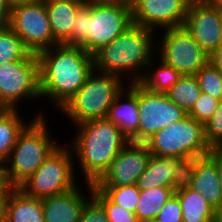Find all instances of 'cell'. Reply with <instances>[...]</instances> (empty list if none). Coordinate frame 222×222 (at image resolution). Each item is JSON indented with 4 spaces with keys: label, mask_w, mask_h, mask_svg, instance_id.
I'll return each mask as SVG.
<instances>
[{
    "label": "cell",
    "mask_w": 222,
    "mask_h": 222,
    "mask_svg": "<svg viewBox=\"0 0 222 222\" xmlns=\"http://www.w3.org/2000/svg\"><path fill=\"white\" fill-rule=\"evenodd\" d=\"M90 13L91 0L84 3L78 9L71 37L64 43V45L80 47L89 53L88 20H90Z\"/></svg>",
    "instance_id": "f1b7e54d"
},
{
    "label": "cell",
    "mask_w": 222,
    "mask_h": 222,
    "mask_svg": "<svg viewBox=\"0 0 222 222\" xmlns=\"http://www.w3.org/2000/svg\"><path fill=\"white\" fill-rule=\"evenodd\" d=\"M106 119L118 126L130 142L138 143L139 111L137 83H129L116 96Z\"/></svg>",
    "instance_id": "e0dca14e"
},
{
    "label": "cell",
    "mask_w": 222,
    "mask_h": 222,
    "mask_svg": "<svg viewBox=\"0 0 222 222\" xmlns=\"http://www.w3.org/2000/svg\"><path fill=\"white\" fill-rule=\"evenodd\" d=\"M172 188L176 193L180 190L188 189L191 187L194 170L195 158L179 159L172 167Z\"/></svg>",
    "instance_id": "1f68e13d"
},
{
    "label": "cell",
    "mask_w": 222,
    "mask_h": 222,
    "mask_svg": "<svg viewBox=\"0 0 222 222\" xmlns=\"http://www.w3.org/2000/svg\"><path fill=\"white\" fill-rule=\"evenodd\" d=\"M74 128L76 134L68 145L74 152V166L79 163L75 171L81 170L84 178L81 182L94 184L130 141L106 118L87 121Z\"/></svg>",
    "instance_id": "7a4b0ae2"
},
{
    "label": "cell",
    "mask_w": 222,
    "mask_h": 222,
    "mask_svg": "<svg viewBox=\"0 0 222 222\" xmlns=\"http://www.w3.org/2000/svg\"><path fill=\"white\" fill-rule=\"evenodd\" d=\"M201 92L222 100V75L208 62L195 75Z\"/></svg>",
    "instance_id": "f546056e"
},
{
    "label": "cell",
    "mask_w": 222,
    "mask_h": 222,
    "mask_svg": "<svg viewBox=\"0 0 222 222\" xmlns=\"http://www.w3.org/2000/svg\"><path fill=\"white\" fill-rule=\"evenodd\" d=\"M178 160L177 158L159 157L151 154L146 170L138 178L136 186L140 190L154 187H172V167Z\"/></svg>",
    "instance_id": "44dd1931"
},
{
    "label": "cell",
    "mask_w": 222,
    "mask_h": 222,
    "mask_svg": "<svg viewBox=\"0 0 222 222\" xmlns=\"http://www.w3.org/2000/svg\"><path fill=\"white\" fill-rule=\"evenodd\" d=\"M102 191L113 203L124 209L136 212L137 202L140 196V189L133 185L126 186H95Z\"/></svg>",
    "instance_id": "83f0119b"
},
{
    "label": "cell",
    "mask_w": 222,
    "mask_h": 222,
    "mask_svg": "<svg viewBox=\"0 0 222 222\" xmlns=\"http://www.w3.org/2000/svg\"><path fill=\"white\" fill-rule=\"evenodd\" d=\"M11 8L7 0H0V25H7Z\"/></svg>",
    "instance_id": "74e56055"
},
{
    "label": "cell",
    "mask_w": 222,
    "mask_h": 222,
    "mask_svg": "<svg viewBox=\"0 0 222 222\" xmlns=\"http://www.w3.org/2000/svg\"><path fill=\"white\" fill-rule=\"evenodd\" d=\"M133 24L126 0H91L88 20L89 54L94 55Z\"/></svg>",
    "instance_id": "9c48e42d"
},
{
    "label": "cell",
    "mask_w": 222,
    "mask_h": 222,
    "mask_svg": "<svg viewBox=\"0 0 222 222\" xmlns=\"http://www.w3.org/2000/svg\"><path fill=\"white\" fill-rule=\"evenodd\" d=\"M154 33L151 29L132 24L93 55L94 70L122 79L127 77L128 84L139 82L147 65L157 56Z\"/></svg>",
    "instance_id": "3957f363"
},
{
    "label": "cell",
    "mask_w": 222,
    "mask_h": 222,
    "mask_svg": "<svg viewBox=\"0 0 222 222\" xmlns=\"http://www.w3.org/2000/svg\"><path fill=\"white\" fill-rule=\"evenodd\" d=\"M6 201L7 196H0V217H2L6 212Z\"/></svg>",
    "instance_id": "b9f144b4"
},
{
    "label": "cell",
    "mask_w": 222,
    "mask_h": 222,
    "mask_svg": "<svg viewBox=\"0 0 222 222\" xmlns=\"http://www.w3.org/2000/svg\"><path fill=\"white\" fill-rule=\"evenodd\" d=\"M0 222H10V219L6 214H4L2 217H0Z\"/></svg>",
    "instance_id": "bcb514c9"
},
{
    "label": "cell",
    "mask_w": 222,
    "mask_h": 222,
    "mask_svg": "<svg viewBox=\"0 0 222 222\" xmlns=\"http://www.w3.org/2000/svg\"><path fill=\"white\" fill-rule=\"evenodd\" d=\"M76 175L73 152L64 142L19 188L30 197L43 199L76 188L81 182Z\"/></svg>",
    "instance_id": "52a82bcc"
},
{
    "label": "cell",
    "mask_w": 222,
    "mask_h": 222,
    "mask_svg": "<svg viewBox=\"0 0 222 222\" xmlns=\"http://www.w3.org/2000/svg\"><path fill=\"white\" fill-rule=\"evenodd\" d=\"M204 136L212 150H216L222 144V100L213 116L204 125Z\"/></svg>",
    "instance_id": "836d02e7"
},
{
    "label": "cell",
    "mask_w": 222,
    "mask_h": 222,
    "mask_svg": "<svg viewBox=\"0 0 222 222\" xmlns=\"http://www.w3.org/2000/svg\"><path fill=\"white\" fill-rule=\"evenodd\" d=\"M130 3L133 24L156 33L159 29L181 27L190 5L188 0H131Z\"/></svg>",
    "instance_id": "4fadbf2b"
},
{
    "label": "cell",
    "mask_w": 222,
    "mask_h": 222,
    "mask_svg": "<svg viewBox=\"0 0 222 222\" xmlns=\"http://www.w3.org/2000/svg\"><path fill=\"white\" fill-rule=\"evenodd\" d=\"M139 111L138 143H145L162 128L178 122L187 112L171 101L166 93H153L137 82Z\"/></svg>",
    "instance_id": "7c38bea8"
},
{
    "label": "cell",
    "mask_w": 222,
    "mask_h": 222,
    "mask_svg": "<svg viewBox=\"0 0 222 222\" xmlns=\"http://www.w3.org/2000/svg\"><path fill=\"white\" fill-rule=\"evenodd\" d=\"M10 187L5 178L4 166L0 164V196H8Z\"/></svg>",
    "instance_id": "f35d334b"
},
{
    "label": "cell",
    "mask_w": 222,
    "mask_h": 222,
    "mask_svg": "<svg viewBox=\"0 0 222 222\" xmlns=\"http://www.w3.org/2000/svg\"><path fill=\"white\" fill-rule=\"evenodd\" d=\"M157 222H183L179 198L174 194L156 216Z\"/></svg>",
    "instance_id": "e575fe53"
},
{
    "label": "cell",
    "mask_w": 222,
    "mask_h": 222,
    "mask_svg": "<svg viewBox=\"0 0 222 222\" xmlns=\"http://www.w3.org/2000/svg\"><path fill=\"white\" fill-rule=\"evenodd\" d=\"M53 38L64 44L72 34L75 16L84 4L77 0H44Z\"/></svg>",
    "instance_id": "d6986e66"
},
{
    "label": "cell",
    "mask_w": 222,
    "mask_h": 222,
    "mask_svg": "<svg viewBox=\"0 0 222 222\" xmlns=\"http://www.w3.org/2000/svg\"><path fill=\"white\" fill-rule=\"evenodd\" d=\"M217 173L219 178V185L222 191V157L217 153Z\"/></svg>",
    "instance_id": "60d3db41"
},
{
    "label": "cell",
    "mask_w": 222,
    "mask_h": 222,
    "mask_svg": "<svg viewBox=\"0 0 222 222\" xmlns=\"http://www.w3.org/2000/svg\"><path fill=\"white\" fill-rule=\"evenodd\" d=\"M9 108L5 105V103L0 99V116L5 114Z\"/></svg>",
    "instance_id": "ee69618b"
},
{
    "label": "cell",
    "mask_w": 222,
    "mask_h": 222,
    "mask_svg": "<svg viewBox=\"0 0 222 222\" xmlns=\"http://www.w3.org/2000/svg\"><path fill=\"white\" fill-rule=\"evenodd\" d=\"M20 109H9L0 116V164H4L12 151L18 135L32 121L19 114Z\"/></svg>",
    "instance_id": "cb8c5ba5"
},
{
    "label": "cell",
    "mask_w": 222,
    "mask_h": 222,
    "mask_svg": "<svg viewBox=\"0 0 222 222\" xmlns=\"http://www.w3.org/2000/svg\"><path fill=\"white\" fill-rule=\"evenodd\" d=\"M86 185L87 194L78 185L65 193L41 199L44 222H79L84 206L92 198L93 184Z\"/></svg>",
    "instance_id": "2e32d148"
},
{
    "label": "cell",
    "mask_w": 222,
    "mask_h": 222,
    "mask_svg": "<svg viewBox=\"0 0 222 222\" xmlns=\"http://www.w3.org/2000/svg\"><path fill=\"white\" fill-rule=\"evenodd\" d=\"M190 4L192 3H206L208 0H188Z\"/></svg>",
    "instance_id": "7dc6e473"
},
{
    "label": "cell",
    "mask_w": 222,
    "mask_h": 222,
    "mask_svg": "<svg viewBox=\"0 0 222 222\" xmlns=\"http://www.w3.org/2000/svg\"><path fill=\"white\" fill-rule=\"evenodd\" d=\"M215 151L222 157V144Z\"/></svg>",
    "instance_id": "c3c4849f"
},
{
    "label": "cell",
    "mask_w": 222,
    "mask_h": 222,
    "mask_svg": "<svg viewBox=\"0 0 222 222\" xmlns=\"http://www.w3.org/2000/svg\"><path fill=\"white\" fill-rule=\"evenodd\" d=\"M31 52L8 25H0V65L24 60Z\"/></svg>",
    "instance_id": "4316f807"
},
{
    "label": "cell",
    "mask_w": 222,
    "mask_h": 222,
    "mask_svg": "<svg viewBox=\"0 0 222 222\" xmlns=\"http://www.w3.org/2000/svg\"><path fill=\"white\" fill-rule=\"evenodd\" d=\"M39 59L30 53L24 60L0 65V99L9 109L40 99ZM28 100V101H27Z\"/></svg>",
    "instance_id": "ba28073f"
},
{
    "label": "cell",
    "mask_w": 222,
    "mask_h": 222,
    "mask_svg": "<svg viewBox=\"0 0 222 222\" xmlns=\"http://www.w3.org/2000/svg\"><path fill=\"white\" fill-rule=\"evenodd\" d=\"M151 156L143 143L129 142L113 159L94 186H126L136 184L145 172Z\"/></svg>",
    "instance_id": "5bb4252c"
},
{
    "label": "cell",
    "mask_w": 222,
    "mask_h": 222,
    "mask_svg": "<svg viewBox=\"0 0 222 222\" xmlns=\"http://www.w3.org/2000/svg\"><path fill=\"white\" fill-rule=\"evenodd\" d=\"M37 56L40 100L47 97L48 103H54L53 107L60 110L93 72V55L80 47L58 44L40 52Z\"/></svg>",
    "instance_id": "6da1fadb"
},
{
    "label": "cell",
    "mask_w": 222,
    "mask_h": 222,
    "mask_svg": "<svg viewBox=\"0 0 222 222\" xmlns=\"http://www.w3.org/2000/svg\"><path fill=\"white\" fill-rule=\"evenodd\" d=\"M77 1H80V2H82V3H87V2H89L90 0H77Z\"/></svg>",
    "instance_id": "681fc988"
},
{
    "label": "cell",
    "mask_w": 222,
    "mask_h": 222,
    "mask_svg": "<svg viewBox=\"0 0 222 222\" xmlns=\"http://www.w3.org/2000/svg\"><path fill=\"white\" fill-rule=\"evenodd\" d=\"M10 8L19 6V5H26V4H35L42 2L44 0H7Z\"/></svg>",
    "instance_id": "ab89813d"
},
{
    "label": "cell",
    "mask_w": 222,
    "mask_h": 222,
    "mask_svg": "<svg viewBox=\"0 0 222 222\" xmlns=\"http://www.w3.org/2000/svg\"><path fill=\"white\" fill-rule=\"evenodd\" d=\"M207 5L222 9V0H208Z\"/></svg>",
    "instance_id": "7bdbcfd3"
},
{
    "label": "cell",
    "mask_w": 222,
    "mask_h": 222,
    "mask_svg": "<svg viewBox=\"0 0 222 222\" xmlns=\"http://www.w3.org/2000/svg\"><path fill=\"white\" fill-rule=\"evenodd\" d=\"M92 197L103 207L109 222H139L135 213L113 203L94 185L92 187Z\"/></svg>",
    "instance_id": "4dcf8cb0"
},
{
    "label": "cell",
    "mask_w": 222,
    "mask_h": 222,
    "mask_svg": "<svg viewBox=\"0 0 222 222\" xmlns=\"http://www.w3.org/2000/svg\"><path fill=\"white\" fill-rule=\"evenodd\" d=\"M144 222H157L156 220H147V221H144Z\"/></svg>",
    "instance_id": "f907efd6"
},
{
    "label": "cell",
    "mask_w": 222,
    "mask_h": 222,
    "mask_svg": "<svg viewBox=\"0 0 222 222\" xmlns=\"http://www.w3.org/2000/svg\"><path fill=\"white\" fill-rule=\"evenodd\" d=\"M175 195L180 201L183 222H215L216 210L203 195L190 188L180 190Z\"/></svg>",
    "instance_id": "7402d4cb"
},
{
    "label": "cell",
    "mask_w": 222,
    "mask_h": 222,
    "mask_svg": "<svg viewBox=\"0 0 222 222\" xmlns=\"http://www.w3.org/2000/svg\"><path fill=\"white\" fill-rule=\"evenodd\" d=\"M7 25L33 54L59 44L52 35L45 1L13 7Z\"/></svg>",
    "instance_id": "8fae6325"
},
{
    "label": "cell",
    "mask_w": 222,
    "mask_h": 222,
    "mask_svg": "<svg viewBox=\"0 0 222 222\" xmlns=\"http://www.w3.org/2000/svg\"><path fill=\"white\" fill-rule=\"evenodd\" d=\"M220 100L211 97L209 94L201 92L199 99L187 113L191 118L205 125L218 108Z\"/></svg>",
    "instance_id": "d6a6232c"
},
{
    "label": "cell",
    "mask_w": 222,
    "mask_h": 222,
    "mask_svg": "<svg viewBox=\"0 0 222 222\" xmlns=\"http://www.w3.org/2000/svg\"><path fill=\"white\" fill-rule=\"evenodd\" d=\"M175 192L172 187H154L140 190L135 215L139 222L155 220L162 207Z\"/></svg>",
    "instance_id": "d4e9b609"
},
{
    "label": "cell",
    "mask_w": 222,
    "mask_h": 222,
    "mask_svg": "<svg viewBox=\"0 0 222 222\" xmlns=\"http://www.w3.org/2000/svg\"><path fill=\"white\" fill-rule=\"evenodd\" d=\"M201 89L195 75H182L166 95L175 104L183 108L187 113L199 99Z\"/></svg>",
    "instance_id": "484cf974"
},
{
    "label": "cell",
    "mask_w": 222,
    "mask_h": 222,
    "mask_svg": "<svg viewBox=\"0 0 222 222\" xmlns=\"http://www.w3.org/2000/svg\"><path fill=\"white\" fill-rule=\"evenodd\" d=\"M125 81L119 76L93 70L84 85L59 111L74 126L106 118L116 96L128 84Z\"/></svg>",
    "instance_id": "5b68a950"
},
{
    "label": "cell",
    "mask_w": 222,
    "mask_h": 222,
    "mask_svg": "<svg viewBox=\"0 0 222 222\" xmlns=\"http://www.w3.org/2000/svg\"><path fill=\"white\" fill-rule=\"evenodd\" d=\"M161 33V38L156 40L158 51L155 52L159 53L156 59H161L181 75H196L209 62L210 55L184 27L164 29Z\"/></svg>",
    "instance_id": "30bf717a"
},
{
    "label": "cell",
    "mask_w": 222,
    "mask_h": 222,
    "mask_svg": "<svg viewBox=\"0 0 222 222\" xmlns=\"http://www.w3.org/2000/svg\"><path fill=\"white\" fill-rule=\"evenodd\" d=\"M209 62L221 73L222 75V44L210 55Z\"/></svg>",
    "instance_id": "8d00e7d4"
},
{
    "label": "cell",
    "mask_w": 222,
    "mask_h": 222,
    "mask_svg": "<svg viewBox=\"0 0 222 222\" xmlns=\"http://www.w3.org/2000/svg\"><path fill=\"white\" fill-rule=\"evenodd\" d=\"M150 153L177 159L199 158L212 149L204 136V125L189 115L162 128L144 143Z\"/></svg>",
    "instance_id": "8992f818"
},
{
    "label": "cell",
    "mask_w": 222,
    "mask_h": 222,
    "mask_svg": "<svg viewBox=\"0 0 222 222\" xmlns=\"http://www.w3.org/2000/svg\"><path fill=\"white\" fill-rule=\"evenodd\" d=\"M190 189L203 195L217 211L222 208V191L217 173V152L195 158V170Z\"/></svg>",
    "instance_id": "ac0fdd59"
},
{
    "label": "cell",
    "mask_w": 222,
    "mask_h": 222,
    "mask_svg": "<svg viewBox=\"0 0 222 222\" xmlns=\"http://www.w3.org/2000/svg\"><path fill=\"white\" fill-rule=\"evenodd\" d=\"M10 222H44L41 199L26 195L20 188H10L6 212Z\"/></svg>",
    "instance_id": "ffe728a7"
},
{
    "label": "cell",
    "mask_w": 222,
    "mask_h": 222,
    "mask_svg": "<svg viewBox=\"0 0 222 222\" xmlns=\"http://www.w3.org/2000/svg\"><path fill=\"white\" fill-rule=\"evenodd\" d=\"M182 27L211 55L222 44V9L206 3H192Z\"/></svg>",
    "instance_id": "9a60e30c"
},
{
    "label": "cell",
    "mask_w": 222,
    "mask_h": 222,
    "mask_svg": "<svg viewBox=\"0 0 222 222\" xmlns=\"http://www.w3.org/2000/svg\"><path fill=\"white\" fill-rule=\"evenodd\" d=\"M155 58L147 65L145 73L138 83L153 93H167L182 75L161 59L158 61Z\"/></svg>",
    "instance_id": "603a6c76"
},
{
    "label": "cell",
    "mask_w": 222,
    "mask_h": 222,
    "mask_svg": "<svg viewBox=\"0 0 222 222\" xmlns=\"http://www.w3.org/2000/svg\"><path fill=\"white\" fill-rule=\"evenodd\" d=\"M215 222H222V208L216 211Z\"/></svg>",
    "instance_id": "f6af8a7d"
},
{
    "label": "cell",
    "mask_w": 222,
    "mask_h": 222,
    "mask_svg": "<svg viewBox=\"0 0 222 222\" xmlns=\"http://www.w3.org/2000/svg\"><path fill=\"white\" fill-rule=\"evenodd\" d=\"M79 222H109L103 207L92 197L84 206Z\"/></svg>",
    "instance_id": "d590c367"
},
{
    "label": "cell",
    "mask_w": 222,
    "mask_h": 222,
    "mask_svg": "<svg viewBox=\"0 0 222 222\" xmlns=\"http://www.w3.org/2000/svg\"><path fill=\"white\" fill-rule=\"evenodd\" d=\"M38 112L18 135L7 161L3 164L10 188H19L60 143L51 136L44 111Z\"/></svg>",
    "instance_id": "277c9868"
}]
</instances>
